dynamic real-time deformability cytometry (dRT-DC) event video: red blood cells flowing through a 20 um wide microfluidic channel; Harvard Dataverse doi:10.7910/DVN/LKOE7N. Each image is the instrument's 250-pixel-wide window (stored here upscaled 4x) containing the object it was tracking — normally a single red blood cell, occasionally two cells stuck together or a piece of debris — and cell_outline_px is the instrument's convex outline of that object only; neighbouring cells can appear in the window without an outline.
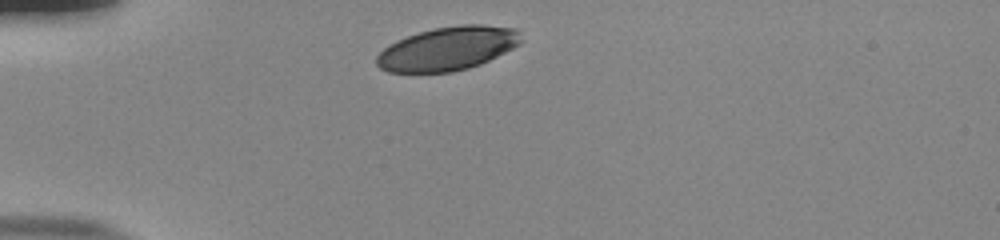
{"species": "human", "species_latin": "Homo sapiens", "temperature_condition": "room temperature", "stored_images_in_passage": 32, "camera_frame_rate_fps": 3000, "um_per_image_px": 0.085, "donor": {"sex": "male"}, "frame": {"image": 1, "passage_image": 1, "time_ms": 0.0, "image_size_px": [1000, 240], "cell_outline_px": [[524, 40], [520, 44], [480, 64], [468, 68], [452, 72], [388, 72], [380, 68], [376, 64], [376, 56], [384, 48], [396, 40], [432, 28], [460, 24], [484, 24], [516, 28], [520, 32]], "centroid_in_image_um": [38.08, 4.11], "position_along_channel_um": 46.9, "area_um2": 36.88}}
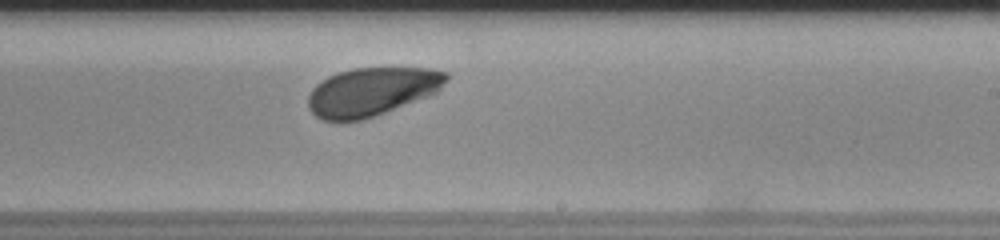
{"frame": {"image": 2, "passage_image": 20, "time_ms": 6.333, "image_size_px": [1000, 240], "cell_outline_px": [[448, 80], [436, 92], [384, 112], [360, 120], [324, 120], [316, 116], [312, 112], [308, 104], [308, 96], [312, 88], [316, 84], [328, 76], [352, 68], [432, 68], [448, 72]], "centroid_in_image_um": [31.59, 7.76], "position_along_channel_um": 257.4, "area_um2": 38.38}}
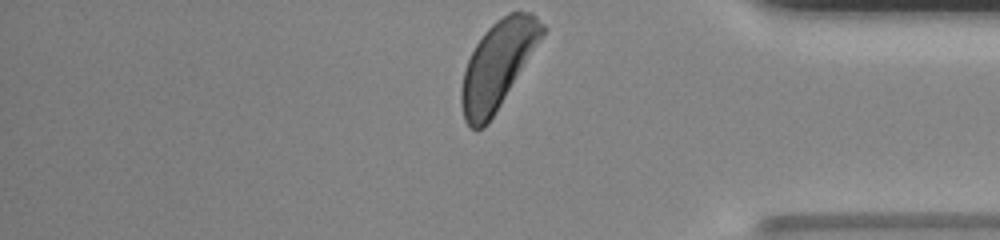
{"frame": {"image": 3, "passage_image": 32, "time_ms": 10.333, "image_size_px": [1000, 240], "cell_outline_px": [[548, 28], [488, 124], [484, 128], [472, 128], [464, 120], [460, 104], [460, 88], [464, 72], [468, 60], [476, 44], [484, 32], [496, 20], [508, 12], [532, 12]], "centroid_in_image_um": [42.3, 5.5], "position_along_channel_um": 392.9, "area_um2": 40.63}, "authors_computed_cell_mechanics": {"area_um2": 39.5641, "velocity_mm_per_s": 3.7807, "shape_relaxation_time_tau1_ms": 3.1654, "shape_relaxation_time_tau2_ms": null, "deformation_change_tau1": 0.1273, "deformation_change_tau2": null}}